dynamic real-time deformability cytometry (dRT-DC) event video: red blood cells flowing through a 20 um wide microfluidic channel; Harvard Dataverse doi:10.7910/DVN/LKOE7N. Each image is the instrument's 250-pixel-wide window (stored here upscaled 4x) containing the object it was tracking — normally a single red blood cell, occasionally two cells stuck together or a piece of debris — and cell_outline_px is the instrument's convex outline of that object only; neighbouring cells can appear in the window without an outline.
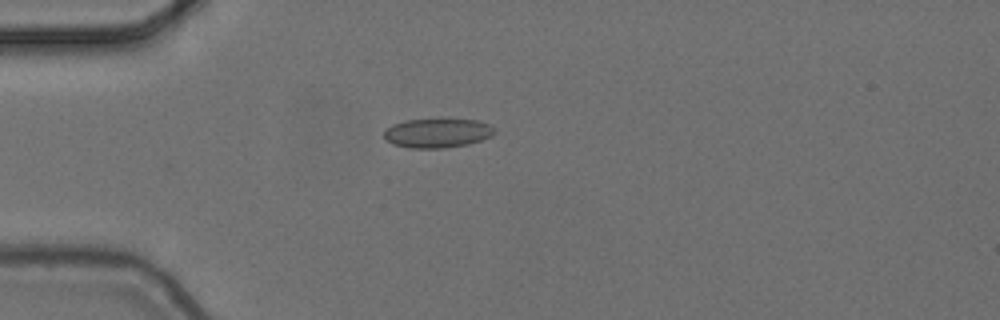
{"species": "common noctule bat (a hibernating species)", "species_latin": "Nyctalus noctula", "temperature_condition": "cold", "stored_images_in_passage": 4, "camera_frame_rate_fps": 3000, "um_per_image_px": 0.085, "animal": {"sex": "female", "body_mass_g": 24.6, "forearm_length_mm": 56.2}, "frame": {"image": 1, "passage_image": 2, "time_ms": 0.333, "image_size_px": [1000, 320], "cell_outline_px": [[496, 132], [492, 136], [468, 144], [444, 148], [408, 148], [392, 144], [384, 140], [384, 128], [392, 124], [408, 120], [480, 120], [496, 128]], "centroid_in_image_um": [37.16, 11.32], "position_along_channel_um": 47.8, "area_um2": 18.9}}
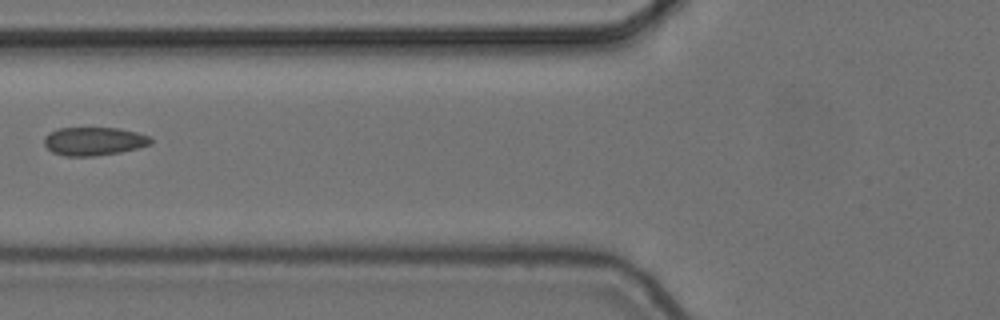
{"frame": {"image": 2, "passage_image": 4, "time_ms": 1.0, "image_size_px": [1000, 320], "cell_outline_px": [[152, 144], [120, 152], [92, 156], [64, 156], [52, 152], [44, 144], [44, 136], [56, 128], [120, 128], [152, 136]], "centroid_in_image_um": [7.98, 12.0], "position_along_channel_um": 117.8, "area_um2": 17.69}}